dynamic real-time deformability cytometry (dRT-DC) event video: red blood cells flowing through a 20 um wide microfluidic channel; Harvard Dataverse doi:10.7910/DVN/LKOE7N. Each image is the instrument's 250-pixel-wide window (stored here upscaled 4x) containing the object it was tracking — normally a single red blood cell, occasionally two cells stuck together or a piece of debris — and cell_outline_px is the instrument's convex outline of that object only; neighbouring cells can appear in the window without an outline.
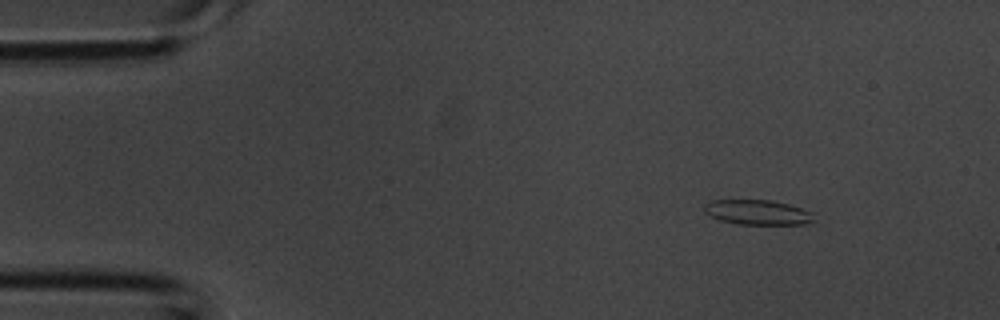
{"species": "common noctule bat (a hibernating species)", "species_latin": "Nyctalus noctula", "temperature_condition": "room temperature", "stored_images_in_passage": 31, "camera_frame_rate_fps": 3000, "um_per_image_px": 0.085, "animal": {"sex": "male", "body_mass_g": 20.1, "forearm_length_mm": 53.5}, "frame": {"image": 1, "passage_image": 1, "time_ms": 0.0, "image_size_px": [1000, 320], "cell_outline_px": [[816, 220], [804, 224], [740, 224], [720, 220], [704, 212], [704, 204], [712, 200], [768, 200], [788, 204], [812, 212]], "centroid_in_image_um": [64.4, 18.05], "position_along_channel_um": 20.6, "area_um2": 15.78}}
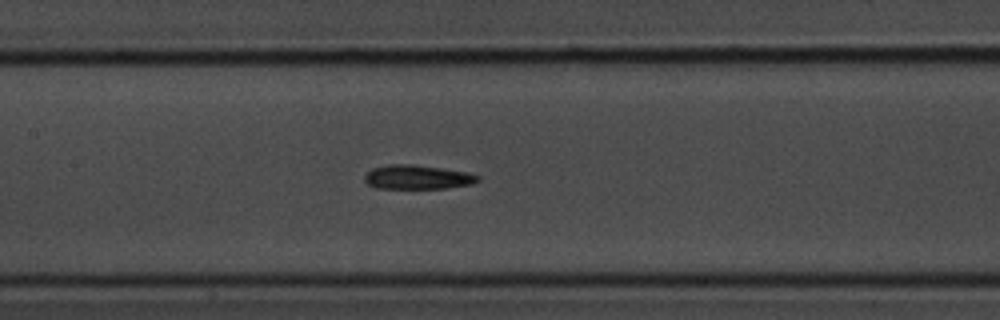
{"frame": {"image": 2, "passage_image": 14, "time_ms": 4.333, "image_size_px": [1000, 320], "cell_outline_px": [[480, 180], [472, 184], [444, 188], [376, 188], [368, 184], [364, 180], [364, 176], [372, 168], [388, 164], [412, 164], [468, 172], [480, 176]], "centroid_in_image_um": [35.48, 15.05], "position_along_channel_um": 171.9, "area_um2": 15.9}}
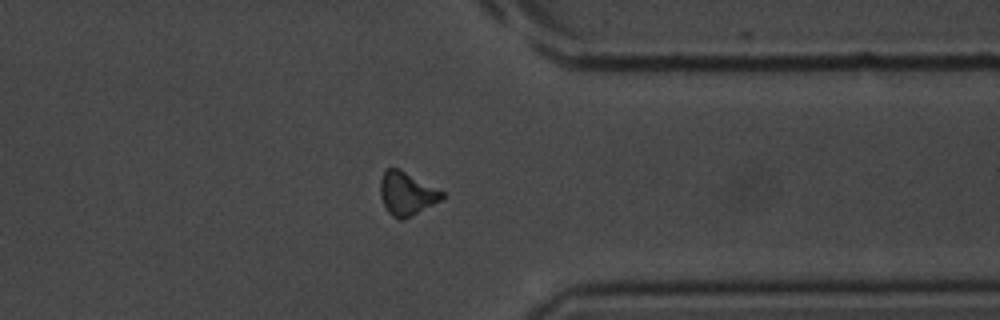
{"frame": {"image": 3, "passage_image": 26, "time_ms": 8.333, "image_size_px": [1000, 320], "cell_outline_px": [[448, 196], [404, 220], [400, 220], [392, 216], [388, 212], [380, 196], [380, 180], [384, 172], [388, 168], [400, 168], [448, 192]], "centroid_in_image_um": [34.64, 16.44], "position_along_channel_um": 376.8, "area_um2": 16.07}}